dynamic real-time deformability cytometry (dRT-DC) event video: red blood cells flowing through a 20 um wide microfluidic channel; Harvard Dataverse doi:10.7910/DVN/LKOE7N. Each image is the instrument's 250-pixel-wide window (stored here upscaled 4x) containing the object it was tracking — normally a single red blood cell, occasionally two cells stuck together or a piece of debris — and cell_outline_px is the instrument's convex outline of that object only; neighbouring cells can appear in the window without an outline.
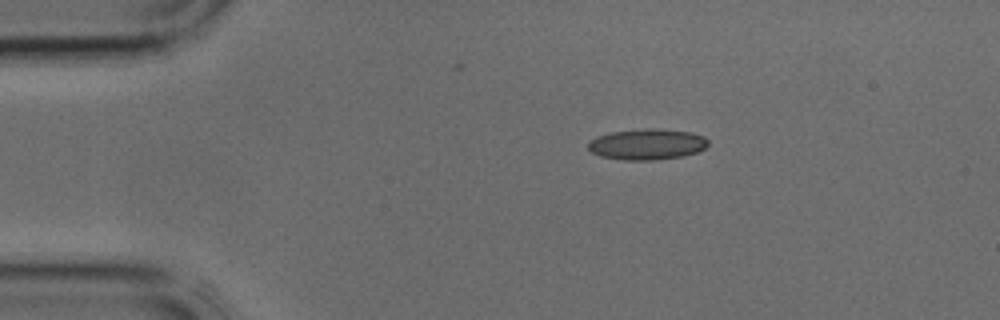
{"species": "common noctule bat (a hibernating species)", "species_latin": "Nyctalus noctula", "temperature_condition": "cold", "stored_images_in_passage": 33, "camera_frame_rate_fps": 3000, "um_per_image_px": 0.085, "animal": {"sex": "male", "body_mass_g": 17.9, "forearm_length_mm": 54.2}, "frame": {"image": 1, "passage_image": 1, "time_ms": 0.0, "image_size_px": [1000, 320], "cell_outline_px": [[708, 144], [704, 148], [696, 152], [684, 156], [656, 160], [624, 160], [600, 156], [592, 152], [588, 148], [588, 140], [596, 136], [612, 132], [692, 132], [704, 136], [708, 140]], "centroid_in_image_um": [54.97, 12.33], "position_along_channel_um": 30.0, "area_um2": 20.46}}
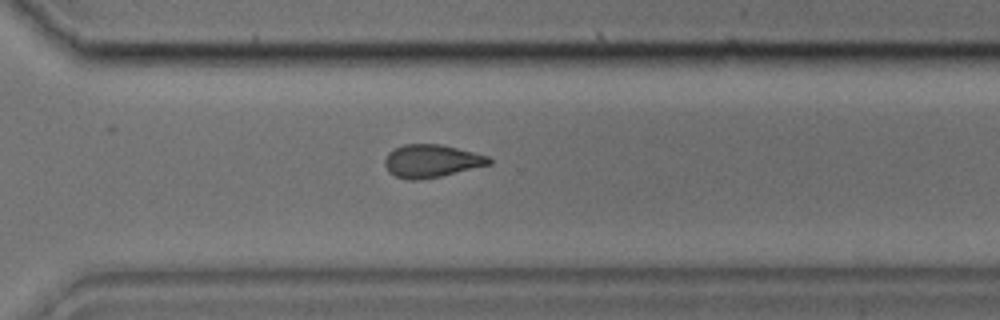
{"frame": {"image": 2, "passage_image": 22, "time_ms": 7.0, "image_size_px": [1000, 320], "cell_outline_px": [[492, 164], [440, 176], [420, 180], [412, 180], [396, 176], [388, 172], [384, 164], [384, 160], [388, 152], [404, 144], [440, 144], [488, 156], [492, 160]], "centroid_in_image_um": [36.66, 13.69], "position_along_channel_um": 333.9, "area_um2": 19.83}}
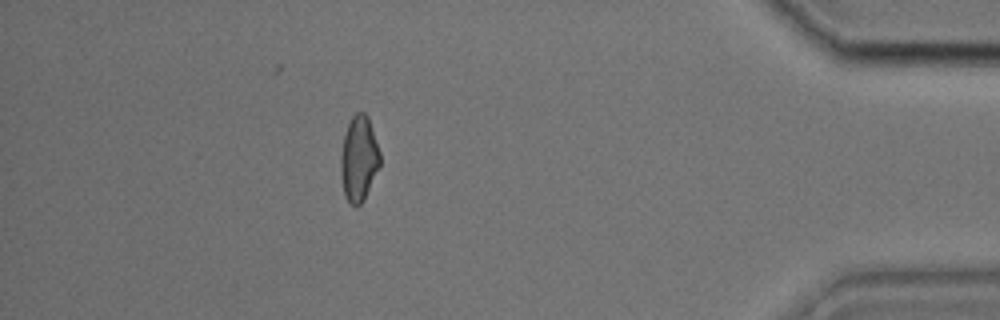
{"frame": {"image": 3, "passage_image": 29, "time_ms": 9.333, "image_size_px": [1000, 320], "cell_outline_px": [[380, 164], [364, 200], [356, 208], [344, 196], [340, 172], [340, 156], [344, 136], [348, 124], [352, 116], [356, 112], [364, 112], [368, 116], [380, 152]], "centroid_in_image_um": [30.49, 13.49], "position_along_channel_um": 404.7, "area_um2": 19.54}}